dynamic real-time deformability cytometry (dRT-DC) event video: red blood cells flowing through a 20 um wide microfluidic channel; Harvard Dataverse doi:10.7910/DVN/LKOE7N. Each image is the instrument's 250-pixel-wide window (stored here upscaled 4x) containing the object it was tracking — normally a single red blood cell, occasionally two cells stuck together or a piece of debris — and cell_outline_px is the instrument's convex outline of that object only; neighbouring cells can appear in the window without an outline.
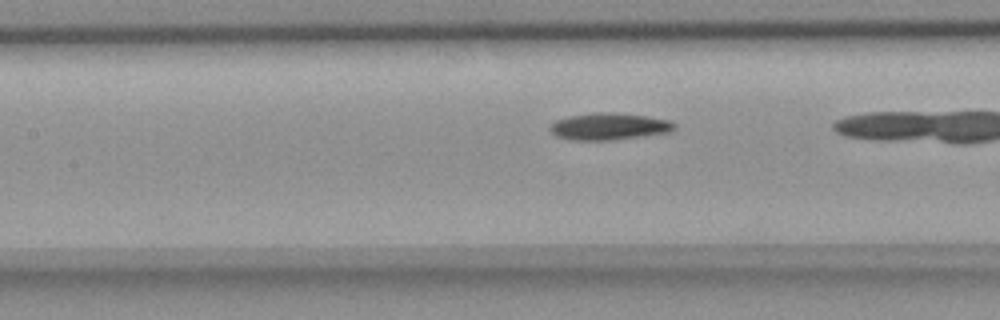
{"species": "common noctule bat (a hibernating species)", "species_latin": "Nyctalus noctula", "temperature_condition": "room temperature", "stored_images_in_passage": 31, "camera_frame_rate_fps": 3000, "um_per_image_px": 0.085, "animal": {"sex": "female", "body_mass_g": 18.4}, "frame": {"image": 1, "passage_image": 22, "time_ms": 7.0, "image_size_px": [1000, 320], "cell_outline_px": [[676, 128], [668, 132], [612, 140], [572, 140], [556, 136], [548, 128], [548, 124], [564, 116], [592, 112], [616, 112], [648, 116], [672, 120], [676, 124]], "centroid_in_image_um": [51.73, 10.72], "position_along_channel_um": 155.7, "area_um2": 19.88}}